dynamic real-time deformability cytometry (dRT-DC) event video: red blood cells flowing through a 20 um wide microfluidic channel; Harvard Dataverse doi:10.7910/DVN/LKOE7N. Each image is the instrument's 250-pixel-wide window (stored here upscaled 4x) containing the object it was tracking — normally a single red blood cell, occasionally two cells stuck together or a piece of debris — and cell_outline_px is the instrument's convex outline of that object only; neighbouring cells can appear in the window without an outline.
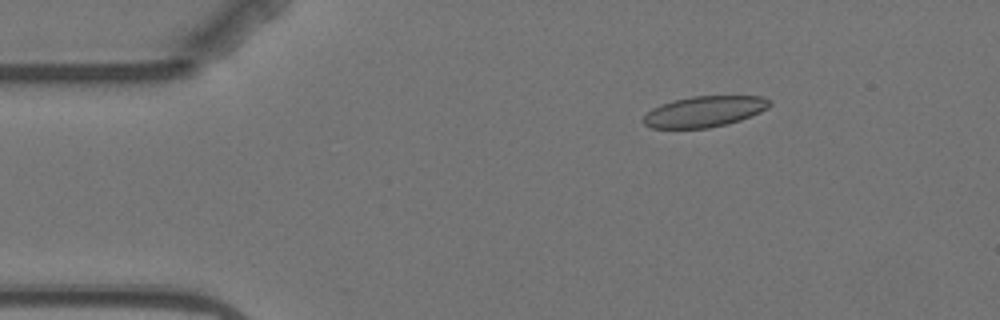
{"species": "Egyptian fruit bat (a non-hibernating species)", "species_latin": "Rousettus aegyptiacus", "temperature_condition": "warm", "stored_images_in_passage": 4, "camera_frame_rate_fps": 3000, "um_per_image_px": 0.085, "animal": {"sex": "female"}, "frame": {"image": 1, "passage_image": 2, "time_ms": 2.0, "image_size_px": [1000, 320], "cell_outline_px": [[772, 104], [768, 108], [760, 112], [740, 120], [708, 128], [652, 128], [644, 124], [644, 116], [652, 108], [660, 104], [672, 100], [692, 96], [764, 96]], "centroid_in_image_um": [59.87, 9.47], "position_along_channel_um": 25.1, "area_um2": 22.6}}